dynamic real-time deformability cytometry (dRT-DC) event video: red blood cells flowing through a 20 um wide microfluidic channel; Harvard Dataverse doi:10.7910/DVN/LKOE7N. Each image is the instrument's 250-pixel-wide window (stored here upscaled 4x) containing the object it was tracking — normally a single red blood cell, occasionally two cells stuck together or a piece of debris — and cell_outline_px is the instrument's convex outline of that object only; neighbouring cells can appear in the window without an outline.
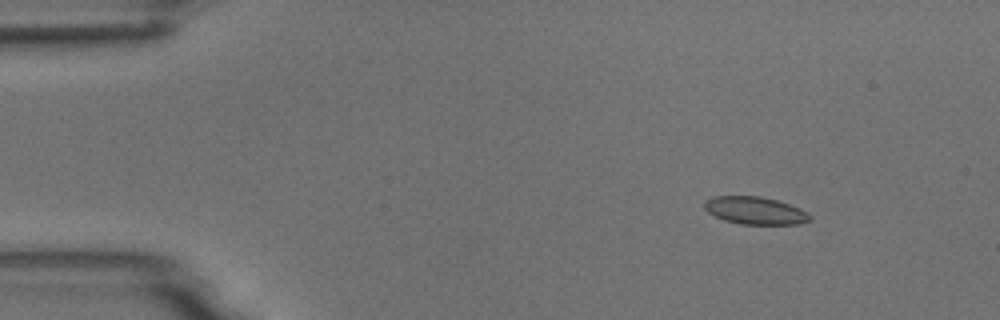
{"species": "common noctule bat (a hibernating species)", "species_latin": "Nyctalus noctula", "temperature_condition": "room temperature", "stored_images_in_passage": 4, "segment_of_instrument_passage": [1, 2], "camera_frame_rate_fps": 3000, "um_per_image_px": 0.085, "animal": {"sex": "male", "body_mass_g": 18.8}, "frame": {"image": 1, "passage_image": 1, "time_ms": 0.0, "image_size_px": [1000, 320], "cell_outline_px": [[812, 220], [800, 224], [740, 224], [724, 220], [708, 212], [704, 208], [704, 200], [712, 196], [760, 196], [776, 200], [800, 208], [808, 212], [812, 216]], "centroid_in_image_um": [64.2, 17.9], "position_along_channel_um": 20.8, "area_um2": 17.05}}